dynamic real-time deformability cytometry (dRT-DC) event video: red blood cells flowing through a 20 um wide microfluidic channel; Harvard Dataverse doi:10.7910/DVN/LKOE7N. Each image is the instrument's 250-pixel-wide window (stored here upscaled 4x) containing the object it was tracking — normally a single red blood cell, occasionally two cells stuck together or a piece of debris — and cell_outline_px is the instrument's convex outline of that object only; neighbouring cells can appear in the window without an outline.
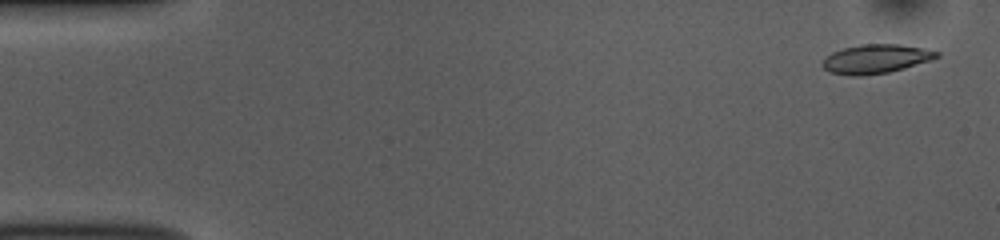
{"species": "common noctule bat (a hibernating species)", "species_latin": "Nyctalus noctula", "temperature_condition": "room temperature", "stored_images_in_passage": 52, "camera_frame_rate_fps": 3000, "um_per_image_px": 0.085, "animal": {"sex": "female", "body_mass_g": 10.0, "forearm_length_mm": 53.1}, "frame": {"image": 1, "passage_image": 2, "time_ms": 0.333, "image_size_px": [1000, 240], "cell_outline_px": [[940, 56], [932, 60], [904, 68], [888, 72], [860, 76], [856, 76], [832, 72], [824, 68], [820, 64], [832, 52], [844, 48], [860, 44], [900, 44], [924, 48], [940, 52]], "centroid_in_image_um": [74.49, 4.99], "position_along_channel_um": 10.5, "area_um2": 19.19}}
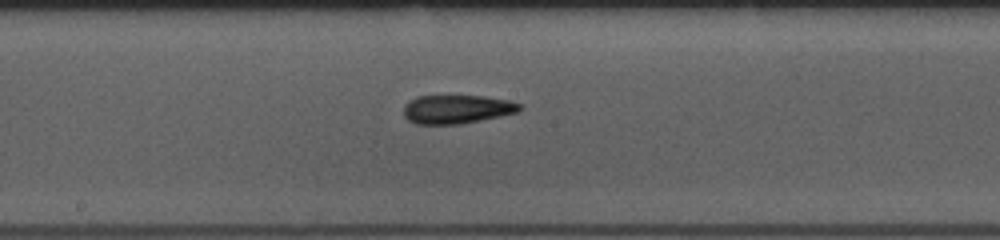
{"frame": {"image": 2, "passage_image": 27, "time_ms": 8.667, "image_size_px": [1000, 240], "cell_outline_px": [[524, 108], [516, 112], [480, 120], [460, 124], [416, 124], [408, 120], [404, 116], [404, 104], [408, 100], [416, 96], [484, 96], [508, 100], [520, 104]], "centroid_in_image_um": [38.79, 9.28], "position_along_channel_um": 209.4, "area_um2": 19.36}}
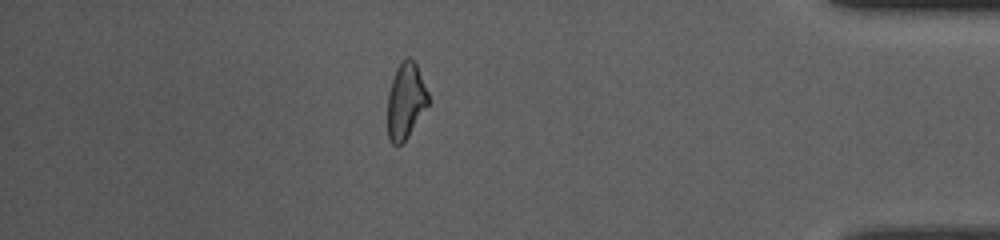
{"frame": {"image": 3, "passage_image": 45, "time_ms": 14.667, "image_size_px": [1000, 240], "cell_outline_px": [[428, 104], [408, 136], [396, 148], [388, 140], [388, 92], [396, 68], [408, 56], [416, 64], [428, 92]], "centroid_in_image_um": [34.46, 8.6], "position_along_channel_um": 400.7, "area_um2": 17.74}, "authors_computed_cell_mechanics": {"area_um2": 19.3341, "velocity_mm_per_s": 3.8443, "shape_relaxation_time_tau1_ms": null, "shape_relaxation_time_tau2_ms": 3.4599, "deformation_change_tau1": null, "deformation_change_tau2": 0.1183}}